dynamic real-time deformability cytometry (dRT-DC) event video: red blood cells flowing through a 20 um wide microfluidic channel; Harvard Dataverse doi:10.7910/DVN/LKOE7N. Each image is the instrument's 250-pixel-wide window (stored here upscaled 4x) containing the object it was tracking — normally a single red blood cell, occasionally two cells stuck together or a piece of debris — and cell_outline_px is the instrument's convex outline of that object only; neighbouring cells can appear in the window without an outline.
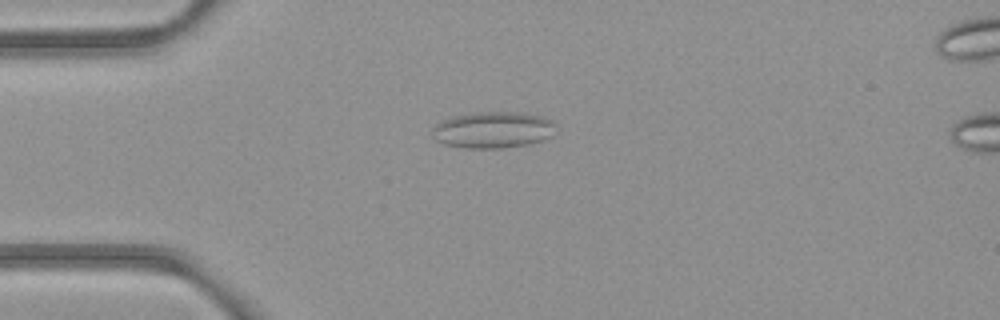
{"species": "common noctule bat (a hibernating species)", "species_latin": "Nyctalus noctula", "temperature_condition": "room temperature", "stored_images_in_passage": 6, "camera_frame_rate_fps": 3000, "um_per_image_px": 0.085, "animal": {"sex": "female", "body_mass_g": 21.9}, "frame": {"image": 1, "passage_image": 4, "time_ms": 3.667, "image_size_px": [1000, 320], "cell_outline_px": [[556, 124], [552, 136], [544, 140], [528, 144], [504, 148], [464, 148], [444, 144], [436, 140], [432, 132], [432, 128], [436, 124], [452, 116], [476, 112], [520, 112], [544, 116], [556, 120]], "centroid_in_image_um": [41.96, 11.03], "position_along_channel_um": 43.0, "area_um2": 26.59}}